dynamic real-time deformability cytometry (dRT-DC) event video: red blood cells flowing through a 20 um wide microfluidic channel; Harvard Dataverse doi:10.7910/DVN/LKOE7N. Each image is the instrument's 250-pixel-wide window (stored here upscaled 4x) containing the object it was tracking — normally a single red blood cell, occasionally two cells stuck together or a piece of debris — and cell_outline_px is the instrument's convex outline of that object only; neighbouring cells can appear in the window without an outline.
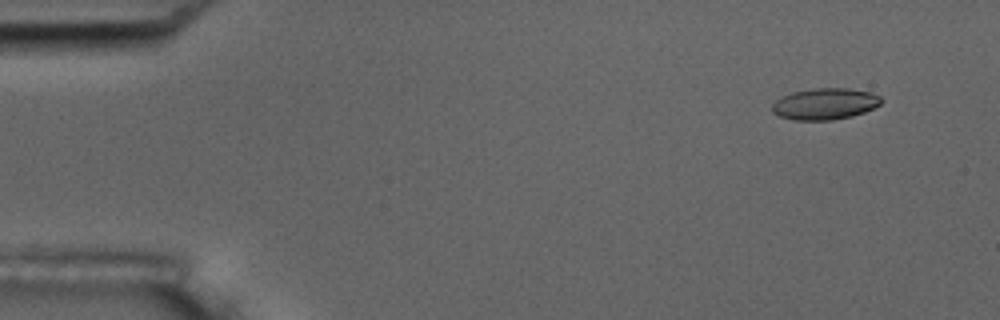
{"species": "common noctule bat (a hibernating species)", "species_latin": "Nyctalus noctula", "temperature_condition": "room temperature", "stored_images_in_passage": 5, "camera_frame_rate_fps": 3000, "um_per_image_px": 0.085, "animal": {"sex": "male", "body_mass_g": 17.5, "forearm_length_mm": 52.3}, "frame": {"image": 1, "passage_image": 2, "time_ms": 1.0, "image_size_px": [1000, 320], "cell_outline_px": [[884, 100], [880, 104], [864, 112], [852, 116], [832, 120], [792, 120], [780, 116], [772, 112], [772, 104], [776, 100], [792, 92], [816, 88], [848, 88], [872, 92], [880, 96]], "centroid_in_image_um": [70.14, 8.83], "position_along_channel_um": 14.9, "area_um2": 20.0}}